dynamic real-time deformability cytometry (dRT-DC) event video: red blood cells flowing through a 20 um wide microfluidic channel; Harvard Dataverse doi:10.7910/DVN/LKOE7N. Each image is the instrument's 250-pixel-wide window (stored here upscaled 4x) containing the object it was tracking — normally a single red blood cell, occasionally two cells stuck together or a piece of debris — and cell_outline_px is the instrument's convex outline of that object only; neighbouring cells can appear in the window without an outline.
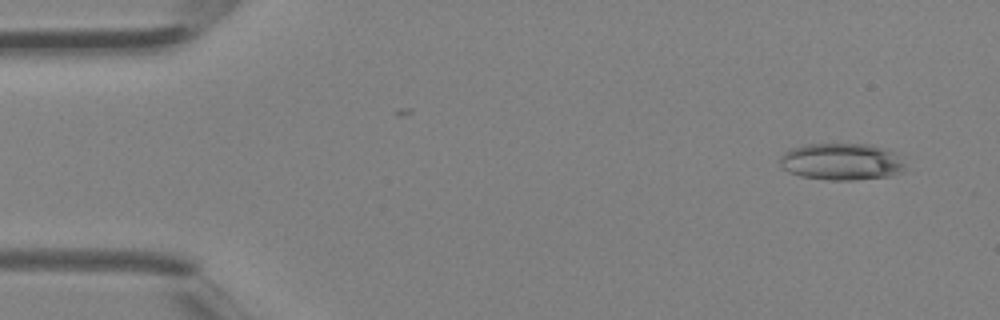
{"species": "Egyptian fruit bat (a non-hibernating species)", "species_latin": "Rousettus aegyptiacus", "temperature_condition": "room temperature", "stored_images_in_passage": 3, "camera_frame_rate_fps": 3000, "um_per_image_px": 0.085, "animal": {"sex": "female"}, "frame": {"image": 1, "passage_image": 1, "time_ms": 0.0, "image_size_px": [1000, 320], "cell_outline_px": [[904, 172], [892, 176], [852, 180], [828, 180], [800, 176], [788, 172], [780, 164], [780, 156], [784, 152], [792, 148], [804, 144], [868, 144], [892, 152], [900, 156], [904, 164]], "centroid_in_image_um": [71.52, 13.75], "position_along_channel_um": 13.5, "area_um2": 26.99}}
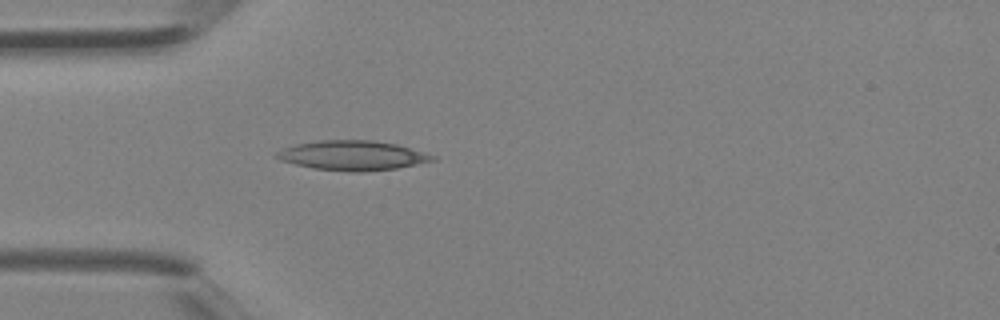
{"frame": {"image": 2, "passage_image": 3, "time_ms": 0.667, "image_size_px": [1000, 320], "cell_outline_px": [[436, 160], [396, 168], [360, 172], [352, 172], [312, 168], [280, 160], [276, 156], [276, 152], [284, 148], [296, 144], [316, 140], [372, 140], [396, 144], [436, 156]], "centroid_in_image_um": [29.95, 13.21], "position_along_channel_um": 55.1, "area_um2": 26.7}}